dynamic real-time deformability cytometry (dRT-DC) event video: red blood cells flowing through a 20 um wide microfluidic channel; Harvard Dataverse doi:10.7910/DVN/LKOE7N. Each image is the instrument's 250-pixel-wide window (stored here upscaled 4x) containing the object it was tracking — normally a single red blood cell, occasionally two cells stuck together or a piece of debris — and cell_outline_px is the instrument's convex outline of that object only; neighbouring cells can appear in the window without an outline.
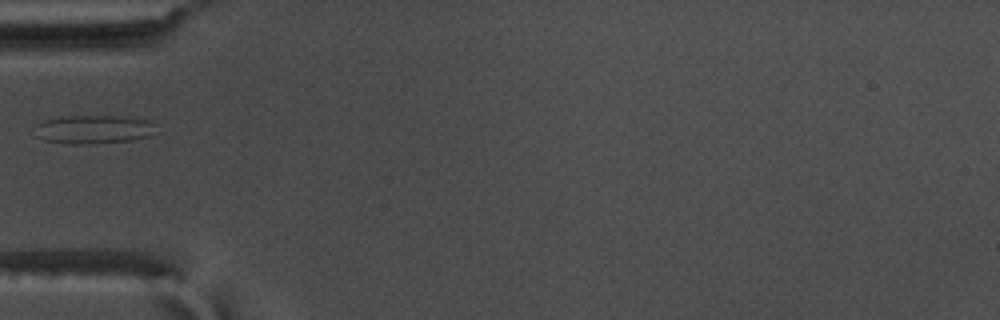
{"species": "common noctule bat (a hibernating species)", "species_latin": "Nyctalus noctula", "temperature_condition": "warm", "stored_images_in_passage": 25, "camera_frame_rate_fps": 3000, "um_per_image_px": 0.085, "animal": {"sex": "male", "body_mass_g": 17.5, "forearm_length_mm": 52.3}, "frame": {"image": 1, "passage_image": 1, "time_ms": 0.0, "image_size_px": [1000, 320], "cell_outline_px": [[152, 124], [148, 136], [132, 140], [88, 144], [72, 144], [44, 140], [36, 136], [36, 124], [44, 120], [72, 116], [116, 116], [152, 120]], "centroid_in_image_um": [7.89, 11.0], "position_along_channel_um": 77.1, "area_um2": 19.71}}
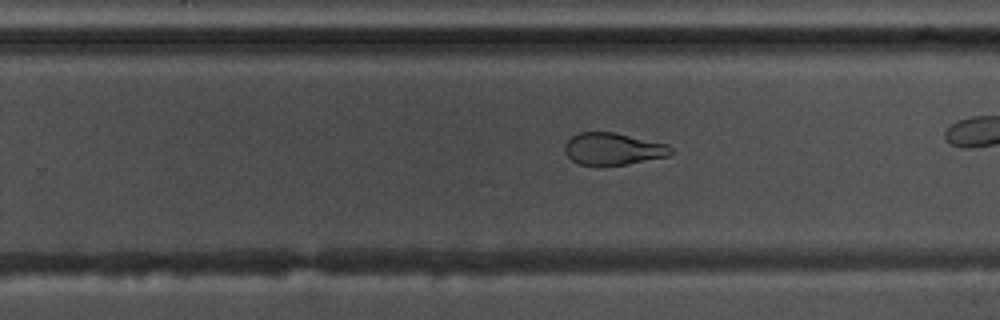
{"frame": {"image": 2, "passage_image": 15, "time_ms": 4.667, "image_size_px": [1000, 320], "cell_outline_px": [[676, 152], [668, 156], [624, 164], [580, 164], [572, 160], [564, 152], [564, 144], [572, 136], [580, 132], [612, 132], [668, 144]], "centroid_in_image_um": [52.12, 12.64], "position_along_channel_um": 277.7, "area_um2": 19.54}}